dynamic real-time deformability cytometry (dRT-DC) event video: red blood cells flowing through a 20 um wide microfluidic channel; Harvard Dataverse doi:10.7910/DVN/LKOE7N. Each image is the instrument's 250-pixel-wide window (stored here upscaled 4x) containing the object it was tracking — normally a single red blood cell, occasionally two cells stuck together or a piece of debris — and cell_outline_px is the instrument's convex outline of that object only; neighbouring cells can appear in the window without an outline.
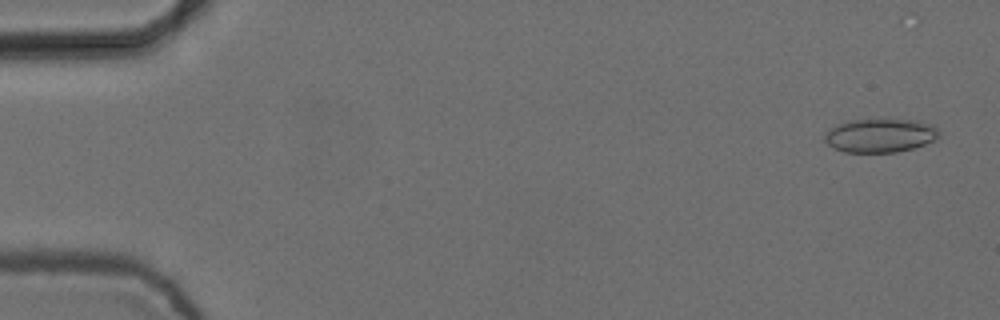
{"species": "common noctule bat (a hibernating species)", "species_latin": "Nyctalus noctula", "temperature_condition": "cold", "stored_images_in_passage": 4, "camera_frame_rate_fps": 3000, "um_per_image_px": 0.085, "animal": {"sex": "female", "body_mass_g": 24.6, "forearm_length_mm": 56.2}, "frame": {"image": 1, "passage_image": 1, "time_ms": 0.0, "image_size_px": [1000, 320], "cell_outline_px": [[940, 136], [936, 140], [912, 148], [896, 152], [844, 152], [828, 144], [824, 140], [824, 136], [832, 128], [840, 124], [852, 120], [920, 120], [932, 124], [940, 132]], "centroid_in_image_um": [74.88, 11.52], "position_along_channel_um": 10.1, "area_um2": 22.2}}